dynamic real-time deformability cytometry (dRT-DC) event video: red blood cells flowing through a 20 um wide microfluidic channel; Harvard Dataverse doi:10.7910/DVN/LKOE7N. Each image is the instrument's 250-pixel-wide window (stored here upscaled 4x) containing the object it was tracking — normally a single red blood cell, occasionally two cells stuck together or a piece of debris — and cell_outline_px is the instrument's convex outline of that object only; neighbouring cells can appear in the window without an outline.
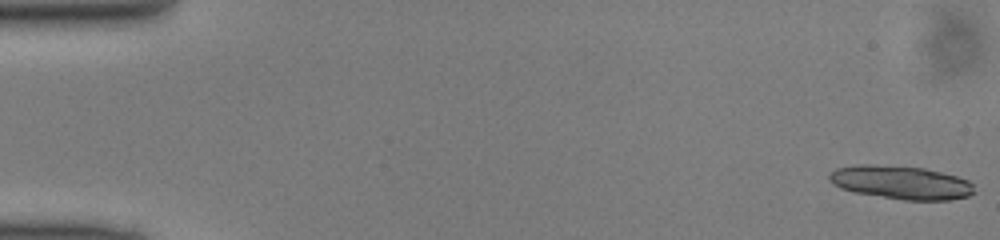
{"species": "common noctule bat (a hibernating species)", "species_latin": "Nyctalus noctula", "temperature_condition": "cold", "stored_images_in_passage": 19, "camera_frame_rate_fps": 3000, "um_per_image_px": 0.085, "animal": {"sex": "male", "body_mass_g": 13.0, "forearm_length_mm": 53.1}, "frame": {"image": 1, "passage_image": 1, "time_ms": 0.0, "image_size_px": [1000, 240], "cell_outline_px": [[976, 192], [968, 196], [948, 200], [904, 200], [856, 192], [840, 188], [828, 176], [836, 168], [860, 164], [876, 164], [924, 168], [956, 176], [968, 180], [972, 184]], "centroid_in_image_um": [76.62, 15.5], "position_along_channel_um": 8.4, "area_um2": 27.98}}